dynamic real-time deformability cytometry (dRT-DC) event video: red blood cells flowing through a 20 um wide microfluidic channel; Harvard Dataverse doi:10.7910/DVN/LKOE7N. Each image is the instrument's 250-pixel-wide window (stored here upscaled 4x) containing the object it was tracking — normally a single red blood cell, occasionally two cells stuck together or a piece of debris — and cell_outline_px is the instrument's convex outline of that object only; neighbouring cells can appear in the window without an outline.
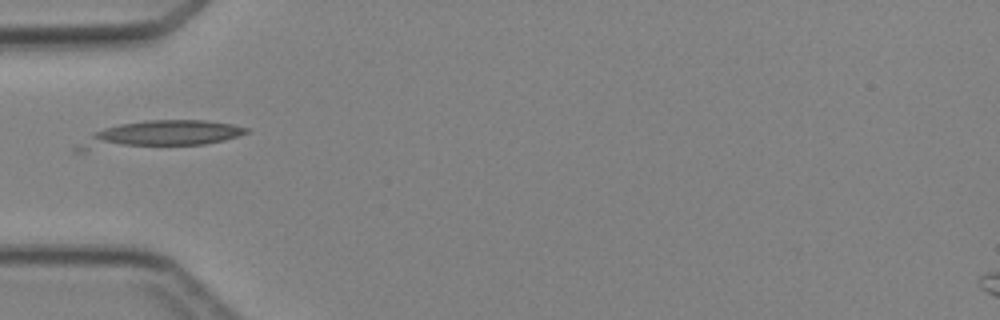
{"species": "Egyptian fruit bat (a non-hibernating species)", "species_latin": "Rousettus aegyptiacus", "temperature_condition": "cold", "stored_images_in_passage": 4, "camera_frame_rate_fps": 3000, "um_per_image_px": 0.085, "animal": {"sex": "female"}, "frame": {"image": 1, "passage_image": 3, "time_ms": 3.333, "image_size_px": [1000, 320], "cell_outline_px": [[252, 132], [224, 140], [204, 144], [84, 152], [72, 152], [72, 148], [92, 132], [104, 128], [120, 124], [144, 120], [204, 120], [232, 124], [252, 128]], "centroid_in_image_um": [13.49, 11.46], "position_along_channel_um": 71.5, "area_um2": 27.4}}
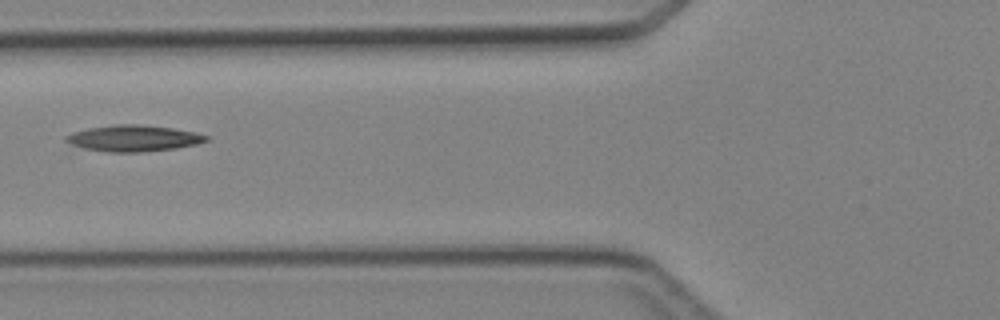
{"frame": {"image": 2, "passage_image": 4, "time_ms": 4.333, "image_size_px": [1000, 320], "cell_outline_px": [[208, 140], [196, 144], [176, 148], [140, 152], [108, 152], [84, 148], [72, 144], [64, 140], [64, 136], [72, 132], [88, 128], [116, 124], [140, 124], [172, 128], [196, 132], [208, 136]], "centroid_in_image_um": [11.33, 11.75], "position_along_channel_um": 114.5, "area_um2": 21.39}}